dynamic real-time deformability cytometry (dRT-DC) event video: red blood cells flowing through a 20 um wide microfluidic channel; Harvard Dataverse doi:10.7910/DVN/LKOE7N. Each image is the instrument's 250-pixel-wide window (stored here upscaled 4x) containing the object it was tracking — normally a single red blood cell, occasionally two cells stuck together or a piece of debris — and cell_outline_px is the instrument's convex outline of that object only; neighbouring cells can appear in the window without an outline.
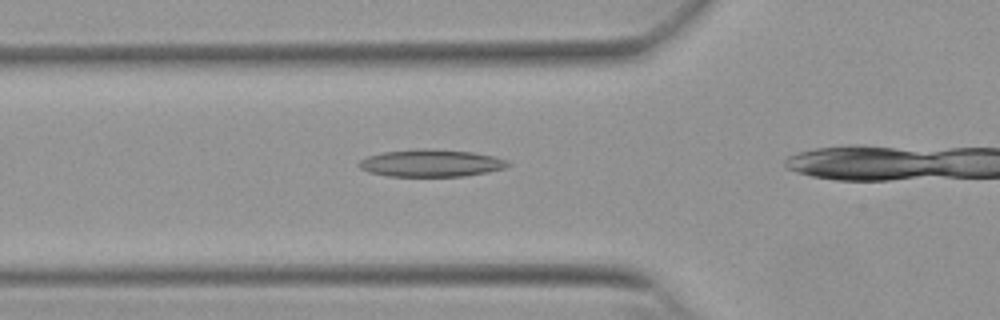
{"species": "Egyptian fruit bat (a non-hibernating species)", "species_latin": "Rousettus aegyptiacus", "temperature_condition": "warm", "stored_images_in_passage": 36, "camera_frame_rate_fps": 3000, "um_per_image_px": 0.085, "animal": {"sex": "female"}, "frame": {"image": 1, "passage_image": 13, "time_ms": 4.0, "image_size_px": [1000, 320], "cell_outline_px": [[512, 164], [504, 168], [488, 172], [464, 176], [388, 176], [368, 172], [360, 168], [356, 164], [360, 160], [368, 156], [384, 152], [416, 148], [424, 148], [472, 152], [496, 156], [508, 160]], "centroid_in_image_um": [36.65, 13.86], "position_along_channel_um": 89.1, "area_um2": 23.87}}
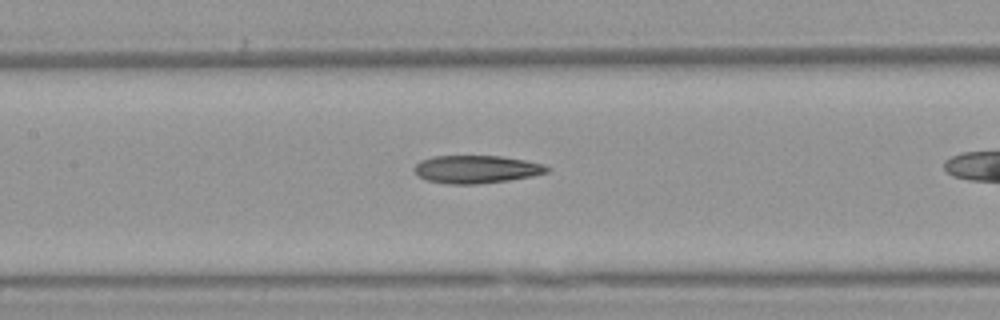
{"frame": {"image": 2, "passage_image": 19, "time_ms": 6.0, "image_size_px": [1000, 320], "cell_outline_px": [[552, 168], [548, 172], [532, 176], [508, 180], [476, 184], [448, 184], [424, 180], [412, 168], [420, 160], [432, 156], [500, 156], [524, 160], [544, 164]], "centroid_in_image_um": [40.48, 14.39], "position_along_channel_um": 166.9, "area_um2": 21.62}}
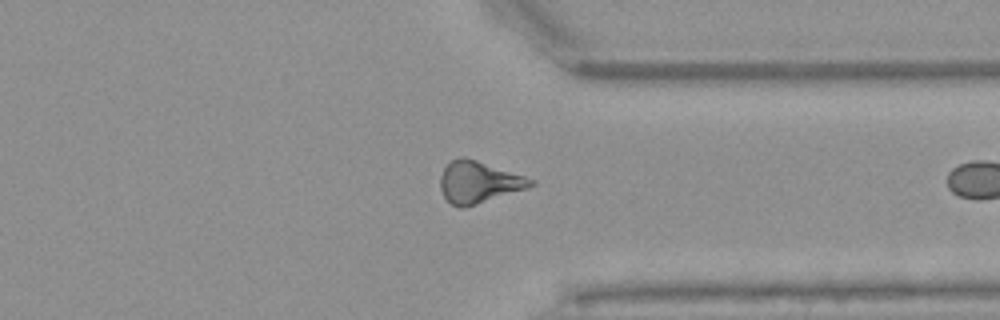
{"frame": {"image": 3, "passage_image": 35, "time_ms": 11.333, "image_size_px": [1000, 320], "cell_outline_px": [[536, 184], [528, 188], [464, 208], [460, 208], [452, 204], [444, 196], [440, 188], [440, 176], [444, 168], [452, 160], [460, 156], [464, 156], [536, 180]], "centroid_in_image_um": [40.69, 15.49], "position_along_channel_um": 370.7, "area_um2": 21.85}}